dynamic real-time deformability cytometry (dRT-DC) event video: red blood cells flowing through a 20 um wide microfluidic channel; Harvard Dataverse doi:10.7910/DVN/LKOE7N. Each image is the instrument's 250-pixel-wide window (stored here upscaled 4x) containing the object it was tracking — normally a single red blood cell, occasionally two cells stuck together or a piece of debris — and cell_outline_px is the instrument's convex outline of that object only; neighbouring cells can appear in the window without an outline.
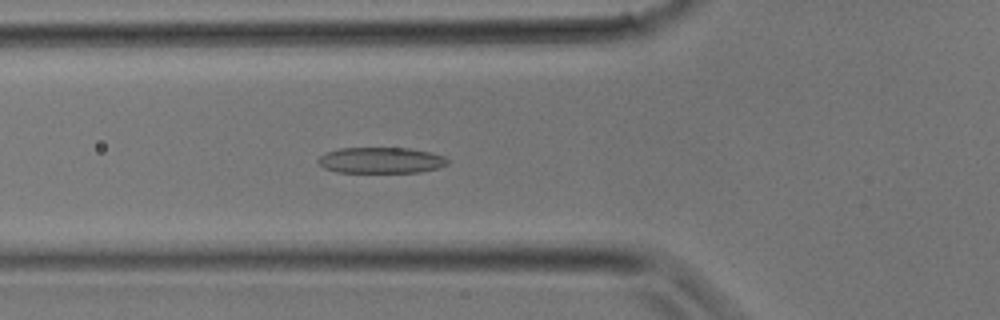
{"species": "common noctule bat (a hibernating species)", "species_latin": "Nyctalus noctula", "temperature_condition": "room temperature", "stored_images_in_passage": 16, "camera_frame_rate_fps": 3000, "um_per_image_px": 0.085, "animal": {"sex": "male", "body_mass_g": 17.9}, "frame": {"image": 1, "passage_image": 10, "time_ms": 3.0, "image_size_px": [1000, 320], "cell_outline_px": [[448, 164], [440, 168], [420, 172], [336, 172], [324, 168], [316, 160], [324, 152], [340, 148], [408, 148], [428, 152], [444, 156], [448, 160]], "centroid_in_image_um": [32.36, 13.62], "position_along_channel_um": 93.4, "area_um2": 19.65}}
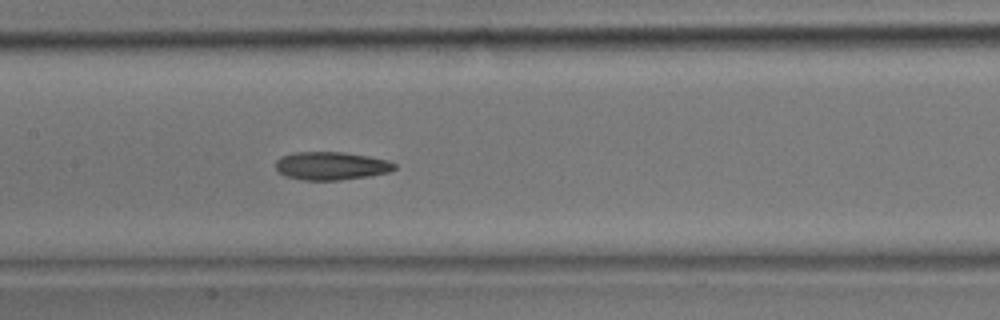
{"frame": {"image": 2, "passage_image": 14, "time_ms": 4.333, "image_size_px": [1000, 320], "cell_outline_px": [[396, 168], [388, 172], [368, 176], [340, 180], [304, 180], [284, 176], [276, 168], [276, 160], [280, 156], [292, 152], [344, 152], [368, 156], [388, 160], [396, 164]], "centroid_in_image_um": [28.13, 14.09], "position_along_channel_um": 179.3, "area_um2": 19.54}}
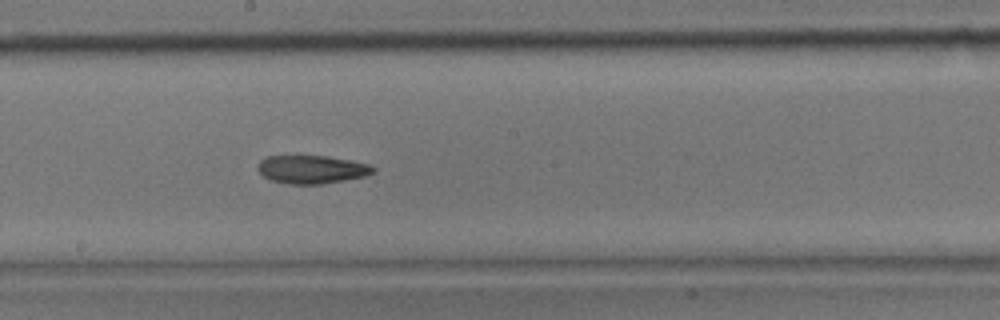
{"frame": {"image": 3, "passage_image": 16, "time_ms": 5.0, "image_size_px": [1000, 320], "cell_outline_px": [[376, 168], [372, 172], [364, 176], [344, 180], [320, 184], [288, 184], [272, 180], [264, 176], [256, 168], [256, 164], [264, 156], [296, 152], [328, 156], [368, 164]], "centroid_in_image_um": [26.38, 14.33], "position_along_channel_um": 221.8, "area_um2": 19.77}}